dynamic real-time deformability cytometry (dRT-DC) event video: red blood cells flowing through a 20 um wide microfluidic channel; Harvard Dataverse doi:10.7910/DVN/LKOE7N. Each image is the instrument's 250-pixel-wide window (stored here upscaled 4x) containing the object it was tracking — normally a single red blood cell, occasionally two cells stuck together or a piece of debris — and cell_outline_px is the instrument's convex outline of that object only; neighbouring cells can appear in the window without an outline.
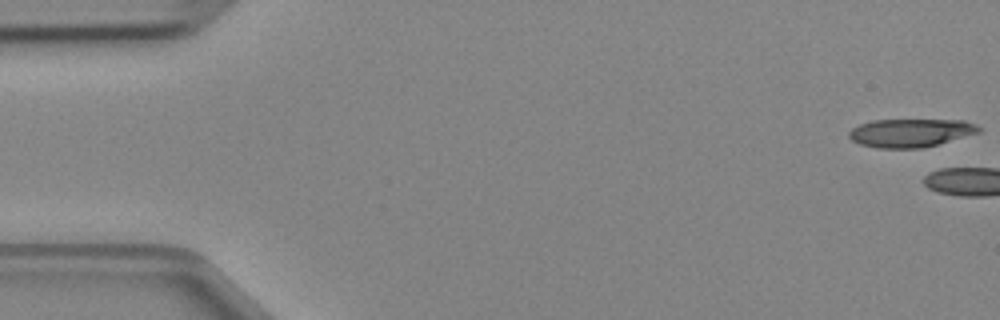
{"species": "Egyptian fruit bat (a non-hibernating species)", "species_latin": "Rousettus aegyptiacus", "temperature_condition": "cold", "stored_images_in_passage": 12, "camera_frame_rate_fps": 3000, "um_per_image_px": 0.085, "animal": {"sex": "female"}, "frame": {"image": 1, "passage_image": 1, "time_ms": 0.0, "image_size_px": [1000, 320], "cell_outline_px": [[980, 132], [936, 144], [920, 148], [876, 148], [860, 144], [852, 140], [848, 136], [848, 132], [852, 128], [860, 124], [872, 120], [964, 120], [976, 124], [980, 128]], "centroid_in_image_um": [77.36, 11.28], "position_along_channel_um": 7.6, "area_um2": 21.27}}